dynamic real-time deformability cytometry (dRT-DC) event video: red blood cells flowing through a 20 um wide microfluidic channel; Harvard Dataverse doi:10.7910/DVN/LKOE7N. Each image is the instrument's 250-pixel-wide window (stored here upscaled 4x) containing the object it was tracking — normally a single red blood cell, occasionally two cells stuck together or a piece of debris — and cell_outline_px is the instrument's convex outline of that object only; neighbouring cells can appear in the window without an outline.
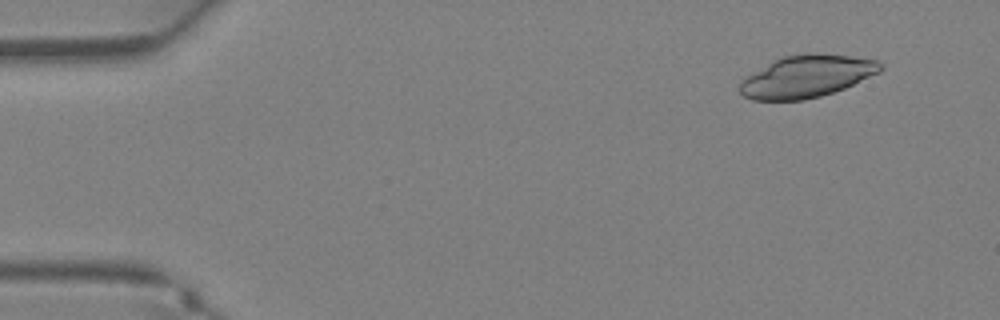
{"species": "Egyptian fruit bat (a non-hibernating species)", "species_latin": "Rousettus aegyptiacus", "temperature_condition": "warm", "stored_images_in_passage": 12, "camera_frame_rate_fps": 3000, "um_per_image_px": 0.085, "animal": {"sex": "female"}, "frame": {"image": 1, "passage_image": 3, "time_ms": 0.667, "image_size_px": [1000, 320], "cell_outline_px": [[884, 68], [880, 72], [844, 88], [820, 96], [804, 100], [752, 100], [744, 96], [740, 92], [740, 80], [772, 60], [784, 56], [848, 56], [880, 60], [884, 64]], "centroid_in_image_um": [68.56, 6.53], "position_along_channel_um": 16.4, "area_um2": 33.76}}